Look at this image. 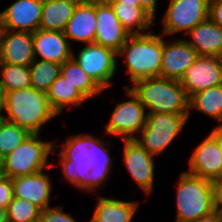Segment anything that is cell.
Here are the masks:
<instances>
[{
  "mask_svg": "<svg viewBox=\"0 0 222 222\" xmlns=\"http://www.w3.org/2000/svg\"><path fill=\"white\" fill-rule=\"evenodd\" d=\"M94 43L118 52L130 34L123 28L111 5L96 4Z\"/></svg>",
  "mask_w": 222,
  "mask_h": 222,
  "instance_id": "ac0fdd59",
  "label": "cell"
},
{
  "mask_svg": "<svg viewBox=\"0 0 222 222\" xmlns=\"http://www.w3.org/2000/svg\"><path fill=\"white\" fill-rule=\"evenodd\" d=\"M0 169H3V157L0 155Z\"/></svg>",
  "mask_w": 222,
  "mask_h": 222,
  "instance_id": "f6af8a7d",
  "label": "cell"
},
{
  "mask_svg": "<svg viewBox=\"0 0 222 222\" xmlns=\"http://www.w3.org/2000/svg\"><path fill=\"white\" fill-rule=\"evenodd\" d=\"M163 52V34L150 32L130 35L117 52L123 56L130 83L140 79L159 77Z\"/></svg>",
  "mask_w": 222,
  "mask_h": 222,
  "instance_id": "277c9868",
  "label": "cell"
},
{
  "mask_svg": "<svg viewBox=\"0 0 222 222\" xmlns=\"http://www.w3.org/2000/svg\"><path fill=\"white\" fill-rule=\"evenodd\" d=\"M70 1H73V2H75L76 4H83V3H88V2H90V0H70Z\"/></svg>",
  "mask_w": 222,
  "mask_h": 222,
  "instance_id": "ee69618b",
  "label": "cell"
},
{
  "mask_svg": "<svg viewBox=\"0 0 222 222\" xmlns=\"http://www.w3.org/2000/svg\"><path fill=\"white\" fill-rule=\"evenodd\" d=\"M32 39L35 59L62 65L72 56V45L63 32L38 29Z\"/></svg>",
  "mask_w": 222,
  "mask_h": 222,
  "instance_id": "d6986e66",
  "label": "cell"
},
{
  "mask_svg": "<svg viewBox=\"0 0 222 222\" xmlns=\"http://www.w3.org/2000/svg\"><path fill=\"white\" fill-rule=\"evenodd\" d=\"M96 4L92 2L77 4L63 31L74 42L94 43L96 32Z\"/></svg>",
  "mask_w": 222,
  "mask_h": 222,
  "instance_id": "ffe728a7",
  "label": "cell"
},
{
  "mask_svg": "<svg viewBox=\"0 0 222 222\" xmlns=\"http://www.w3.org/2000/svg\"><path fill=\"white\" fill-rule=\"evenodd\" d=\"M188 119L189 114L147 113L145 126L134 139L156 157L182 132Z\"/></svg>",
  "mask_w": 222,
  "mask_h": 222,
  "instance_id": "52a82bcc",
  "label": "cell"
},
{
  "mask_svg": "<svg viewBox=\"0 0 222 222\" xmlns=\"http://www.w3.org/2000/svg\"><path fill=\"white\" fill-rule=\"evenodd\" d=\"M219 127L198 144L188 160V173L203 179L215 181L222 177V160L220 156Z\"/></svg>",
  "mask_w": 222,
  "mask_h": 222,
  "instance_id": "8fae6325",
  "label": "cell"
},
{
  "mask_svg": "<svg viewBox=\"0 0 222 222\" xmlns=\"http://www.w3.org/2000/svg\"><path fill=\"white\" fill-rule=\"evenodd\" d=\"M174 222H190L216 210L213 181L181 172L176 192Z\"/></svg>",
  "mask_w": 222,
  "mask_h": 222,
  "instance_id": "5b68a950",
  "label": "cell"
},
{
  "mask_svg": "<svg viewBox=\"0 0 222 222\" xmlns=\"http://www.w3.org/2000/svg\"><path fill=\"white\" fill-rule=\"evenodd\" d=\"M164 37L159 77L180 81L199 55L184 38L168 42Z\"/></svg>",
  "mask_w": 222,
  "mask_h": 222,
  "instance_id": "9a60e30c",
  "label": "cell"
},
{
  "mask_svg": "<svg viewBox=\"0 0 222 222\" xmlns=\"http://www.w3.org/2000/svg\"><path fill=\"white\" fill-rule=\"evenodd\" d=\"M49 104L53 111L60 115L63 109L80 107L88 99L67 79L59 75L46 91Z\"/></svg>",
  "mask_w": 222,
  "mask_h": 222,
  "instance_id": "603a6c76",
  "label": "cell"
},
{
  "mask_svg": "<svg viewBox=\"0 0 222 222\" xmlns=\"http://www.w3.org/2000/svg\"><path fill=\"white\" fill-rule=\"evenodd\" d=\"M197 110L205 116L218 121L215 127H222V84L193 94L189 98V117L191 111Z\"/></svg>",
  "mask_w": 222,
  "mask_h": 222,
  "instance_id": "484cf974",
  "label": "cell"
},
{
  "mask_svg": "<svg viewBox=\"0 0 222 222\" xmlns=\"http://www.w3.org/2000/svg\"><path fill=\"white\" fill-rule=\"evenodd\" d=\"M189 98L207 88L222 84V57L199 56L180 79Z\"/></svg>",
  "mask_w": 222,
  "mask_h": 222,
  "instance_id": "4fadbf2b",
  "label": "cell"
},
{
  "mask_svg": "<svg viewBox=\"0 0 222 222\" xmlns=\"http://www.w3.org/2000/svg\"><path fill=\"white\" fill-rule=\"evenodd\" d=\"M210 0H170L162 17L165 37L187 34L197 24L208 19Z\"/></svg>",
  "mask_w": 222,
  "mask_h": 222,
  "instance_id": "9c48e42d",
  "label": "cell"
},
{
  "mask_svg": "<svg viewBox=\"0 0 222 222\" xmlns=\"http://www.w3.org/2000/svg\"><path fill=\"white\" fill-rule=\"evenodd\" d=\"M0 222H8L7 209L0 207Z\"/></svg>",
  "mask_w": 222,
  "mask_h": 222,
  "instance_id": "f35d334b",
  "label": "cell"
},
{
  "mask_svg": "<svg viewBox=\"0 0 222 222\" xmlns=\"http://www.w3.org/2000/svg\"><path fill=\"white\" fill-rule=\"evenodd\" d=\"M5 111V97L4 93L0 90V118H4L5 115L2 114Z\"/></svg>",
  "mask_w": 222,
  "mask_h": 222,
  "instance_id": "74e56055",
  "label": "cell"
},
{
  "mask_svg": "<svg viewBox=\"0 0 222 222\" xmlns=\"http://www.w3.org/2000/svg\"><path fill=\"white\" fill-rule=\"evenodd\" d=\"M215 189V205H222V177L213 182Z\"/></svg>",
  "mask_w": 222,
  "mask_h": 222,
  "instance_id": "d590c367",
  "label": "cell"
},
{
  "mask_svg": "<svg viewBox=\"0 0 222 222\" xmlns=\"http://www.w3.org/2000/svg\"><path fill=\"white\" fill-rule=\"evenodd\" d=\"M49 174L38 171L11 179L13 197L29 201L40 210L50 207L52 184Z\"/></svg>",
  "mask_w": 222,
  "mask_h": 222,
  "instance_id": "e0dca14e",
  "label": "cell"
},
{
  "mask_svg": "<svg viewBox=\"0 0 222 222\" xmlns=\"http://www.w3.org/2000/svg\"><path fill=\"white\" fill-rule=\"evenodd\" d=\"M219 142H220V156H221V160H222V127L219 128Z\"/></svg>",
  "mask_w": 222,
  "mask_h": 222,
  "instance_id": "7bdbcfd3",
  "label": "cell"
},
{
  "mask_svg": "<svg viewBox=\"0 0 222 222\" xmlns=\"http://www.w3.org/2000/svg\"><path fill=\"white\" fill-rule=\"evenodd\" d=\"M106 143L85 132L67 137L57 154L64 180L79 190L98 191L113 166Z\"/></svg>",
  "mask_w": 222,
  "mask_h": 222,
  "instance_id": "6da1fadb",
  "label": "cell"
},
{
  "mask_svg": "<svg viewBox=\"0 0 222 222\" xmlns=\"http://www.w3.org/2000/svg\"><path fill=\"white\" fill-rule=\"evenodd\" d=\"M0 90L3 93L31 86L29 66L0 63Z\"/></svg>",
  "mask_w": 222,
  "mask_h": 222,
  "instance_id": "83f0119b",
  "label": "cell"
},
{
  "mask_svg": "<svg viewBox=\"0 0 222 222\" xmlns=\"http://www.w3.org/2000/svg\"><path fill=\"white\" fill-rule=\"evenodd\" d=\"M60 67L55 62L35 59L29 65L31 87L46 92L60 75Z\"/></svg>",
  "mask_w": 222,
  "mask_h": 222,
  "instance_id": "f1b7e54d",
  "label": "cell"
},
{
  "mask_svg": "<svg viewBox=\"0 0 222 222\" xmlns=\"http://www.w3.org/2000/svg\"><path fill=\"white\" fill-rule=\"evenodd\" d=\"M190 222H220L218 213L216 210L207 216L200 217L194 221Z\"/></svg>",
  "mask_w": 222,
  "mask_h": 222,
  "instance_id": "8d00e7d4",
  "label": "cell"
},
{
  "mask_svg": "<svg viewBox=\"0 0 222 222\" xmlns=\"http://www.w3.org/2000/svg\"><path fill=\"white\" fill-rule=\"evenodd\" d=\"M41 133H30L11 153L3 158L2 175L11 179L44 170L49 155L59 149L54 141H44Z\"/></svg>",
  "mask_w": 222,
  "mask_h": 222,
  "instance_id": "8992f818",
  "label": "cell"
},
{
  "mask_svg": "<svg viewBox=\"0 0 222 222\" xmlns=\"http://www.w3.org/2000/svg\"><path fill=\"white\" fill-rule=\"evenodd\" d=\"M125 92L130 99L117 104L104 130L106 135L111 137L114 135L124 139H134L145 126L147 113L129 86L125 87Z\"/></svg>",
  "mask_w": 222,
  "mask_h": 222,
  "instance_id": "30bf717a",
  "label": "cell"
},
{
  "mask_svg": "<svg viewBox=\"0 0 222 222\" xmlns=\"http://www.w3.org/2000/svg\"><path fill=\"white\" fill-rule=\"evenodd\" d=\"M34 60L32 33L0 28V63L29 66Z\"/></svg>",
  "mask_w": 222,
  "mask_h": 222,
  "instance_id": "2e32d148",
  "label": "cell"
},
{
  "mask_svg": "<svg viewBox=\"0 0 222 222\" xmlns=\"http://www.w3.org/2000/svg\"><path fill=\"white\" fill-rule=\"evenodd\" d=\"M140 7L153 19L155 20V16L157 13V2L158 0H139Z\"/></svg>",
  "mask_w": 222,
  "mask_h": 222,
  "instance_id": "e575fe53",
  "label": "cell"
},
{
  "mask_svg": "<svg viewBox=\"0 0 222 222\" xmlns=\"http://www.w3.org/2000/svg\"><path fill=\"white\" fill-rule=\"evenodd\" d=\"M117 0H90V2L95 4H112L113 2H116Z\"/></svg>",
  "mask_w": 222,
  "mask_h": 222,
  "instance_id": "60d3db41",
  "label": "cell"
},
{
  "mask_svg": "<svg viewBox=\"0 0 222 222\" xmlns=\"http://www.w3.org/2000/svg\"><path fill=\"white\" fill-rule=\"evenodd\" d=\"M123 162L139 188L150 194L154 187L155 159L135 139H124Z\"/></svg>",
  "mask_w": 222,
  "mask_h": 222,
  "instance_id": "7c38bea8",
  "label": "cell"
},
{
  "mask_svg": "<svg viewBox=\"0 0 222 222\" xmlns=\"http://www.w3.org/2000/svg\"><path fill=\"white\" fill-rule=\"evenodd\" d=\"M117 2H121L123 4H128V5L140 6L139 0H117Z\"/></svg>",
  "mask_w": 222,
  "mask_h": 222,
  "instance_id": "ab89813d",
  "label": "cell"
},
{
  "mask_svg": "<svg viewBox=\"0 0 222 222\" xmlns=\"http://www.w3.org/2000/svg\"><path fill=\"white\" fill-rule=\"evenodd\" d=\"M76 5L70 0H43L39 29L63 32Z\"/></svg>",
  "mask_w": 222,
  "mask_h": 222,
  "instance_id": "d4e9b609",
  "label": "cell"
},
{
  "mask_svg": "<svg viewBox=\"0 0 222 222\" xmlns=\"http://www.w3.org/2000/svg\"><path fill=\"white\" fill-rule=\"evenodd\" d=\"M30 133L7 120L0 124V155L4 158L20 145Z\"/></svg>",
  "mask_w": 222,
  "mask_h": 222,
  "instance_id": "f546056e",
  "label": "cell"
},
{
  "mask_svg": "<svg viewBox=\"0 0 222 222\" xmlns=\"http://www.w3.org/2000/svg\"><path fill=\"white\" fill-rule=\"evenodd\" d=\"M60 75L74 85L87 99L98 97L104 91L72 57L61 65Z\"/></svg>",
  "mask_w": 222,
  "mask_h": 222,
  "instance_id": "4316f807",
  "label": "cell"
},
{
  "mask_svg": "<svg viewBox=\"0 0 222 222\" xmlns=\"http://www.w3.org/2000/svg\"><path fill=\"white\" fill-rule=\"evenodd\" d=\"M40 209L27 200L13 197L7 207L8 222H39Z\"/></svg>",
  "mask_w": 222,
  "mask_h": 222,
  "instance_id": "4dcf8cb0",
  "label": "cell"
},
{
  "mask_svg": "<svg viewBox=\"0 0 222 222\" xmlns=\"http://www.w3.org/2000/svg\"><path fill=\"white\" fill-rule=\"evenodd\" d=\"M123 28L130 35L150 33L154 20L140 7L113 2L110 4ZM150 29V30H149Z\"/></svg>",
  "mask_w": 222,
  "mask_h": 222,
  "instance_id": "cb8c5ba5",
  "label": "cell"
},
{
  "mask_svg": "<svg viewBox=\"0 0 222 222\" xmlns=\"http://www.w3.org/2000/svg\"><path fill=\"white\" fill-rule=\"evenodd\" d=\"M208 18L222 28V0H210Z\"/></svg>",
  "mask_w": 222,
  "mask_h": 222,
  "instance_id": "836d02e7",
  "label": "cell"
},
{
  "mask_svg": "<svg viewBox=\"0 0 222 222\" xmlns=\"http://www.w3.org/2000/svg\"><path fill=\"white\" fill-rule=\"evenodd\" d=\"M77 55L72 50V58L94 81L105 90L112 85L117 73V52L96 43L84 44Z\"/></svg>",
  "mask_w": 222,
  "mask_h": 222,
  "instance_id": "ba28073f",
  "label": "cell"
},
{
  "mask_svg": "<svg viewBox=\"0 0 222 222\" xmlns=\"http://www.w3.org/2000/svg\"><path fill=\"white\" fill-rule=\"evenodd\" d=\"M146 113L189 114V96L180 81L152 77L135 81L131 87Z\"/></svg>",
  "mask_w": 222,
  "mask_h": 222,
  "instance_id": "3957f363",
  "label": "cell"
},
{
  "mask_svg": "<svg viewBox=\"0 0 222 222\" xmlns=\"http://www.w3.org/2000/svg\"><path fill=\"white\" fill-rule=\"evenodd\" d=\"M43 0H16L0 12V28L34 33L39 29Z\"/></svg>",
  "mask_w": 222,
  "mask_h": 222,
  "instance_id": "5bb4252c",
  "label": "cell"
},
{
  "mask_svg": "<svg viewBox=\"0 0 222 222\" xmlns=\"http://www.w3.org/2000/svg\"><path fill=\"white\" fill-rule=\"evenodd\" d=\"M63 207H48L40 211L39 222H77L71 214L63 211Z\"/></svg>",
  "mask_w": 222,
  "mask_h": 222,
  "instance_id": "1f68e13d",
  "label": "cell"
},
{
  "mask_svg": "<svg viewBox=\"0 0 222 222\" xmlns=\"http://www.w3.org/2000/svg\"><path fill=\"white\" fill-rule=\"evenodd\" d=\"M13 199V185L11 178L0 176V207L6 208Z\"/></svg>",
  "mask_w": 222,
  "mask_h": 222,
  "instance_id": "d6a6232c",
  "label": "cell"
},
{
  "mask_svg": "<svg viewBox=\"0 0 222 222\" xmlns=\"http://www.w3.org/2000/svg\"><path fill=\"white\" fill-rule=\"evenodd\" d=\"M184 40L190 44L199 56L222 57V28L209 18L197 24Z\"/></svg>",
  "mask_w": 222,
  "mask_h": 222,
  "instance_id": "44dd1931",
  "label": "cell"
},
{
  "mask_svg": "<svg viewBox=\"0 0 222 222\" xmlns=\"http://www.w3.org/2000/svg\"><path fill=\"white\" fill-rule=\"evenodd\" d=\"M216 212L218 213L220 222H222V205H216Z\"/></svg>",
  "mask_w": 222,
  "mask_h": 222,
  "instance_id": "b9f144b4",
  "label": "cell"
},
{
  "mask_svg": "<svg viewBox=\"0 0 222 222\" xmlns=\"http://www.w3.org/2000/svg\"><path fill=\"white\" fill-rule=\"evenodd\" d=\"M4 119L29 133H40L42 127L58 115L51 108L46 92L27 87L4 93Z\"/></svg>",
  "mask_w": 222,
  "mask_h": 222,
  "instance_id": "7a4b0ae2",
  "label": "cell"
},
{
  "mask_svg": "<svg viewBox=\"0 0 222 222\" xmlns=\"http://www.w3.org/2000/svg\"><path fill=\"white\" fill-rule=\"evenodd\" d=\"M98 202L89 222H132L138 201H123L98 196Z\"/></svg>",
  "mask_w": 222,
  "mask_h": 222,
  "instance_id": "7402d4cb",
  "label": "cell"
}]
</instances>
